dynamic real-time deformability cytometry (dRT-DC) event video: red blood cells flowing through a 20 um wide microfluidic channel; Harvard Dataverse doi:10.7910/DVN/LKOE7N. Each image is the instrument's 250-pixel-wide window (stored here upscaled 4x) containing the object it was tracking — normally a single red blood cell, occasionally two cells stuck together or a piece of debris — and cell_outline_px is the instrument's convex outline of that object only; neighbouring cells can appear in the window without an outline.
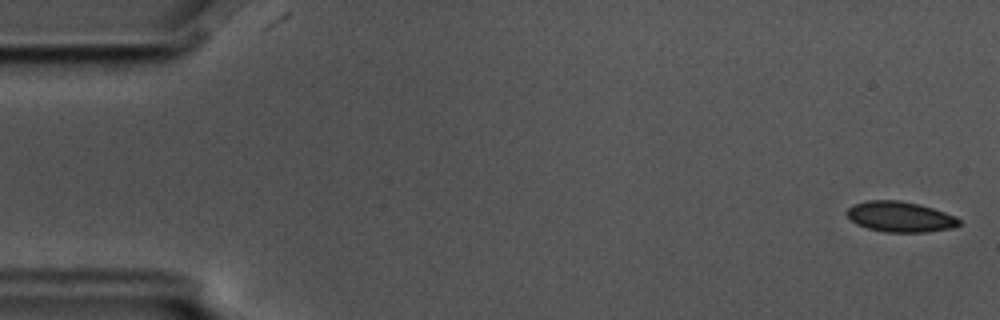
{"species": "common noctule bat (a hibernating species)", "species_latin": "Nyctalus noctula", "temperature_condition": "cold", "stored_images_in_passage": 57, "camera_frame_rate_fps": 3000, "um_per_image_px": 0.085, "animal": {"sex": "male", "body_mass_g": 17.5, "forearm_length_mm": 52.3}, "frame": {"image": 1, "passage_image": 2, "time_ms": 0.333, "image_size_px": [1000, 320], "cell_outline_px": [[960, 224], [952, 228], [928, 232], [884, 232], [868, 228], [856, 224], [848, 216], [848, 208], [856, 204], [868, 200], [900, 200], [920, 204], [956, 216], [960, 220]], "centroid_in_image_um": [76.54, 18.43], "position_along_channel_um": 8.5, "area_um2": 19.83}}
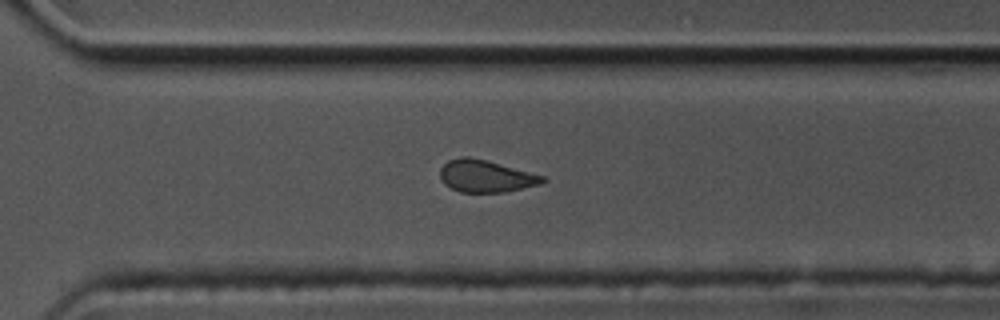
{"frame": {"image": 2, "passage_image": 40, "time_ms": 13.0, "image_size_px": [1000, 320], "cell_outline_px": [[548, 180], [540, 184], [504, 192], [460, 192], [444, 184], [440, 176], [440, 168], [448, 160], [460, 156], [468, 156], [484, 160], [544, 176]], "centroid_in_image_um": [41.26, 14.97], "position_along_channel_um": 329.3, "area_um2": 18.96}}
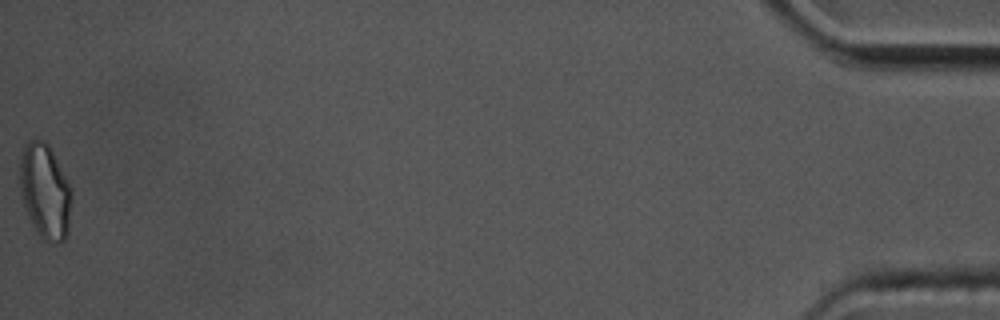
{"frame": {"image": 3, "passage_image": 57, "time_ms": 18.667, "image_size_px": [1000, 320], "cell_outline_px": [[72, 196], [68, 232], [64, 240], [52, 244], [44, 240], [40, 236], [24, 204], [20, 184], [20, 160], [24, 144], [28, 140], [44, 140], [48, 144], [72, 188]], "centroid_in_image_um": [3.86, 16.24], "position_along_channel_um": 431.3, "area_um2": 28.32}, "authors_computed_cell_mechanics": {"area_um2": 20.2878, "velocity_mm_per_s": 3.5722, "shape_relaxation_time_tau1_ms": 2.7986, "shape_relaxation_time_tau2_ms": 3.5137, "deformation_change_tau1": 0.0799, "deformation_change_tau2": 0.0614}}